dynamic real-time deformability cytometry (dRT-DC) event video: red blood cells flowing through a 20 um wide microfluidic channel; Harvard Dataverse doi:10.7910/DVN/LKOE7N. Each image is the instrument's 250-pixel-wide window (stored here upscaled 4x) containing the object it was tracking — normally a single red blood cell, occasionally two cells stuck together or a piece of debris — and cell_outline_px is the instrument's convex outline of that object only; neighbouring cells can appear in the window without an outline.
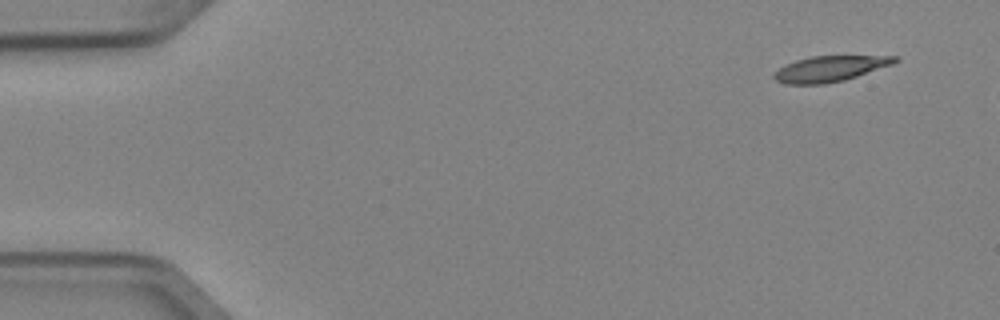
{"species": "Egyptian fruit bat (a non-hibernating species)", "species_latin": "Rousettus aegyptiacus", "temperature_condition": "cold", "stored_images_in_passage": 7, "camera_frame_rate_fps": 3000, "um_per_image_px": 0.085, "animal": {"sex": "female"}, "frame": {"image": 1, "passage_image": 1, "time_ms": 0.0, "image_size_px": [1000, 320], "cell_outline_px": [[900, 60], [892, 64], [844, 80], [824, 84], [784, 84], [776, 80], [772, 76], [784, 64], [796, 60], [812, 56], [900, 56]], "centroid_in_image_um": [70.53, 5.84], "position_along_channel_um": 14.5, "area_um2": 17.92}}
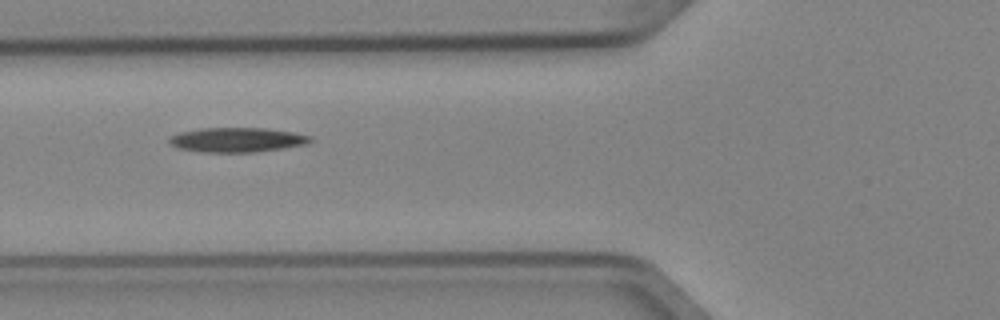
{"frame": {"image": 2, "passage_image": 5, "time_ms": 1.333, "image_size_px": [1000, 320], "cell_outline_px": [[312, 140], [308, 144], [284, 148], [256, 152], [200, 152], [176, 148], [168, 144], [168, 136], [180, 132], [200, 128], [264, 128], [292, 132], [312, 136]], "centroid_in_image_um": [20.1, 11.89], "position_along_channel_um": 105.7, "area_um2": 20.46}}
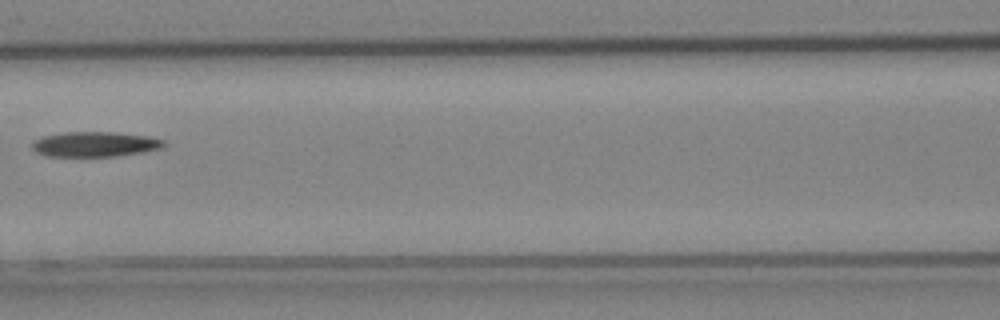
{"frame": {"image": 3, "passage_image": 6, "time_ms": 1.667, "image_size_px": [1000, 320], "cell_outline_px": [[168, 144], [164, 148], [116, 156], [44, 156], [36, 152], [32, 148], [32, 140], [44, 136], [64, 132], [116, 132], [148, 136], [164, 140]], "centroid_in_image_um": [8.08, 12.25], "position_along_channel_um": 158.5, "area_um2": 19.36}}